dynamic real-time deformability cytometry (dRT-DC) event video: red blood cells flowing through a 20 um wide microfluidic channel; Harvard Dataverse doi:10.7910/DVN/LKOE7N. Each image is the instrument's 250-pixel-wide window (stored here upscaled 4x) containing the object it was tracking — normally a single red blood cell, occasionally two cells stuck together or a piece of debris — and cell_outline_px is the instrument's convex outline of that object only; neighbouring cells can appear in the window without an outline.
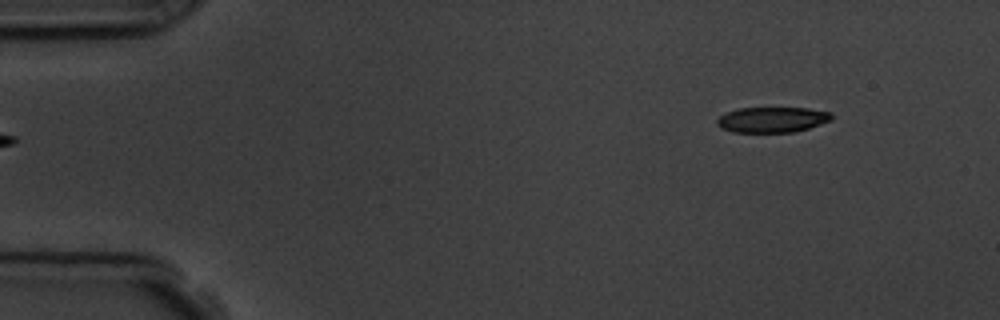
{"species": "common noctule bat (a hibernating species)", "species_latin": "Nyctalus noctula", "temperature_condition": "room temperature", "stored_images_in_passage": 3, "camera_frame_rate_fps": 3000, "um_per_image_px": 0.085, "animal": {"sex": "male", "body_mass_g": 19.5, "forearm_length_mm": 54.6}, "frame": {"image": 1, "passage_image": 1, "time_ms": 0.0, "image_size_px": [1000, 320], "cell_outline_px": [[832, 120], [808, 128], [792, 132], [732, 132], [720, 128], [716, 124], [716, 120], [720, 116], [728, 112], [740, 108], [808, 108], [832, 112]], "centroid_in_image_um": [65.63, 10.17], "position_along_channel_um": 19.4, "area_um2": 16.99}}
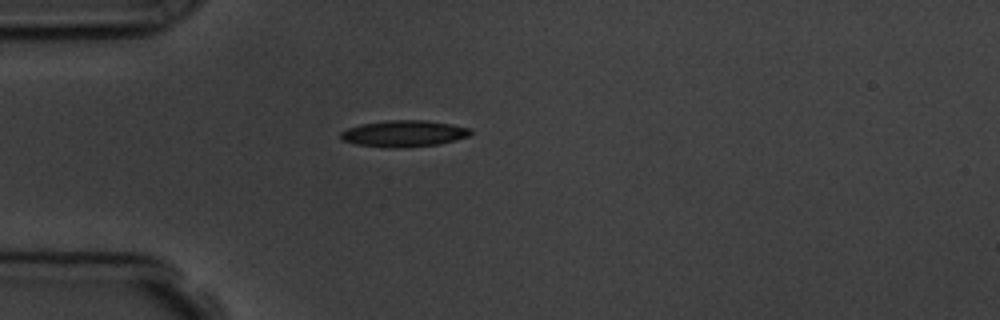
{"frame": {"image": 2, "passage_image": 3, "time_ms": 3.0, "image_size_px": [1000, 320], "cell_outline_px": [[472, 132], [468, 136], [440, 144], [404, 148], [388, 148], [356, 144], [340, 140], [340, 132], [348, 128], [360, 124], [388, 120], [424, 120], [452, 124], [472, 128]], "centroid_in_image_um": [34.32, 11.36], "position_along_channel_um": 50.7, "area_um2": 20.23}}